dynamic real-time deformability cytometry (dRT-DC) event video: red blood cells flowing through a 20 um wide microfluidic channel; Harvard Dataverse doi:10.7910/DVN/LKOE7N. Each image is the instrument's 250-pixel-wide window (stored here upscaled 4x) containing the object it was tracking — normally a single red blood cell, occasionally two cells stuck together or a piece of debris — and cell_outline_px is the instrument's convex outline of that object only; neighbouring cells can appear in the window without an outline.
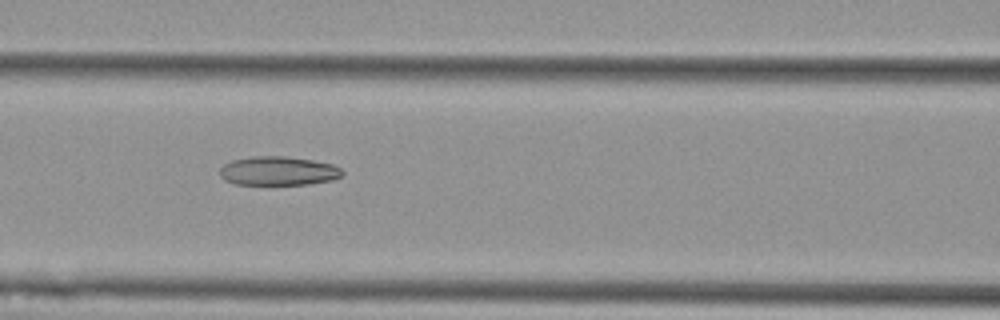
{"species": "Egyptian fruit bat (a non-hibernating species)", "species_latin": "Rousettus aegyptiacus", "temperature_condition": "cold", "stored_images_in_passage": 15, "camera_frame_rate_fps": 3000, "um_per_image_px": 0.085, "animal": {"sex": "female"}, "frame": {"image": 1, "passage_image": 7, "time_ms": 2.0, "image_size_px": [1000, 320], "cell_outline_px": [[344, 172], [340, 176], [332, 180], [308, 184], [236, 184], [224, 180], [220, 176], [220, 168], [224, 164], [232, 160], [252, 156], [288, 156], [312, 160], [332, 164], [340, 168]], "centroid_in_image_um": [23.64, 14.52], "position_along_channel_um": 143.0, "area_um2": 20.63}}
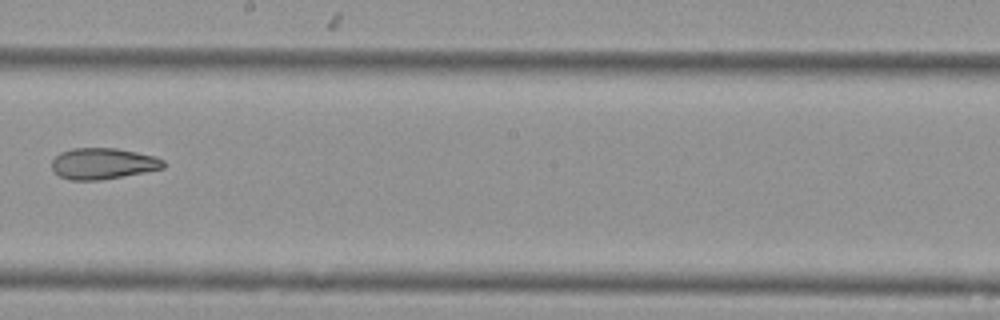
{"frame": {"image": 2, "passage_image": 9, "time_ms": 2.667, "image_size_px": [1000, 320], "cell_outline_px": [[164, 168], [144, 172], [100, 180], [72, 180], [60, 176], [52, 168], [52, 160], [60, 152], [72, 148], [116, 148], [156, 156], [164, 160]], "centroid_in_image_um": [8.75, 13.89], "position_along_channel_um": 239.4, "area_um2": 20.17}}
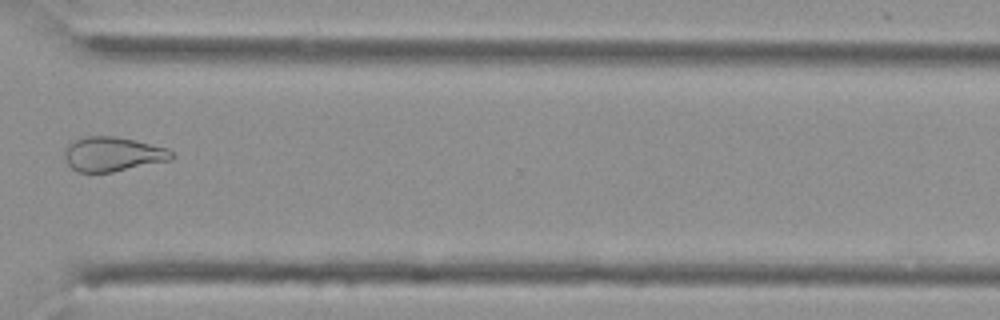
{"frame": {"image": 3, "passage_image": 12, "time_ms": 3.667, "image_size_px": [1000, 320], "cell_outline_px": [[176, 156], [172, 160], [112, 172], [80, 172], [72, 168], [68, 164], [64, 156], [64, 148], [68, 140], [88, 136], [116, 136], [136, 140], [168, 148]], "centroid_in_image_um": [9.57, 13.08], "position_along_channel_um": 361.0, "area_um2": 21.91}}